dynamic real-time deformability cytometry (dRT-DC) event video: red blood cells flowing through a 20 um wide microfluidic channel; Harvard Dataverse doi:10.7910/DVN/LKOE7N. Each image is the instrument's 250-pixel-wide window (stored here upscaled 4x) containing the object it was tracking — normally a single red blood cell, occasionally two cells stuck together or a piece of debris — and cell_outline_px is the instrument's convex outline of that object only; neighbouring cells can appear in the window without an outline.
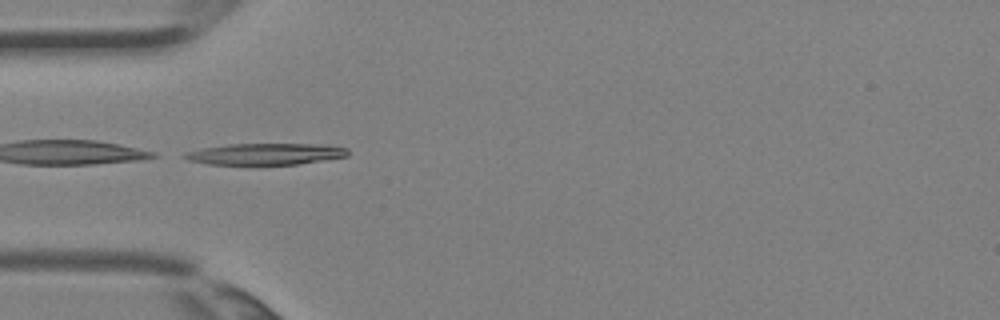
{"species": "Egyptian fruit bat (a non-hibernating species)", "species_latin": "Rousettus aegyptiacus", "temperature_condition": "room temperature", "stored_images_in_passage": 3, "camera_frame_rate_fps": 3000, "um_per_image_px": 0.085, "animal": {"sex": "female"}, "frame": {"image": 1, "passage_image": 2, "time_ms": 0.333, "image_size_px": [1000, 320], "cell_outline_px": [[348, 156], [296, 164], [208, 164], [188, 160], [180, 156], [184, 152], [204, 148], [228, 144], [328, 144], [348, 148]], "centroid_in_image_um": [22.56, 13.08], "position_along_channel_um": 62.4, "area_um2": 20.35}}
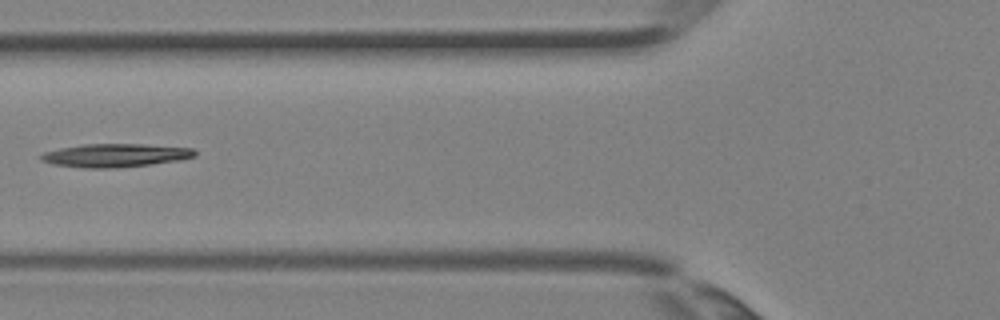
{"frame": {"image": 2, "passage_image": 3, "time_ms": 0.667, "image_size_px": [1000, 320], "cell_outline_px": [[196, 156], [180, 160], [152, 164], [116, 168], [84, 168], [52, 164], [40, 160], [40, 156], [44, 152], [60, 148], [84, 144], [144, 144], [192, 148], [196, 152]], "centroid_in_image_um": [9.8, 13.21], "position_along_channel_um": 116.0, "area_um2": 20.98}}